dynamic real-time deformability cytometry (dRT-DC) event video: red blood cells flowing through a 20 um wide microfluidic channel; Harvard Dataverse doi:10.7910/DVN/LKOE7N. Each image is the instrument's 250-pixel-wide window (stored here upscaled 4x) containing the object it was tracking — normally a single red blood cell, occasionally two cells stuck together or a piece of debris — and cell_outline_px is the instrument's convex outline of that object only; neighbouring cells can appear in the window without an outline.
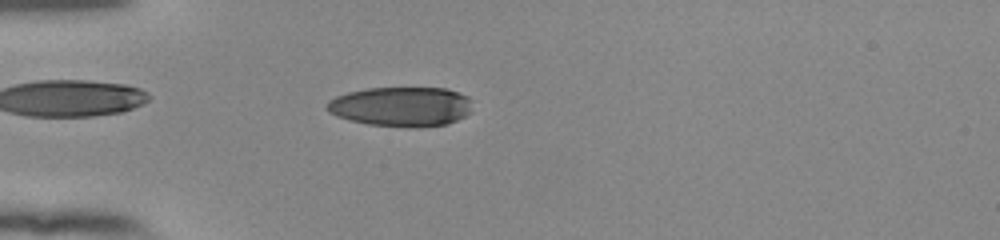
{"species": "human", "species_latin": "Homo sapiens", "temperature_condition": "room temperature", "stored_images_in_passage": 46, "camera_frame_rate_fps": 3000, "um_per_image_px": 0.085, "donor": {"sex": "female"}, "frame": {"image": 1, "passage_image": 9, "time_ms": 2.667, "image_size_px": [1000, 240], "cell_outline_px": [[472, 112], [448, 124], [416, 128], [408, 128], [368, 124], [348, 120], [336, 116], [328, 112], [324, 108], [328, 100], [336, 96], [348, 92], [368, 88], [444, 88], [468, 96], [472, 100]], "centroid_in_image_um": [34.09, 9.07], "position_along_channel_um": 50.9, "area_um2": 34.1}}
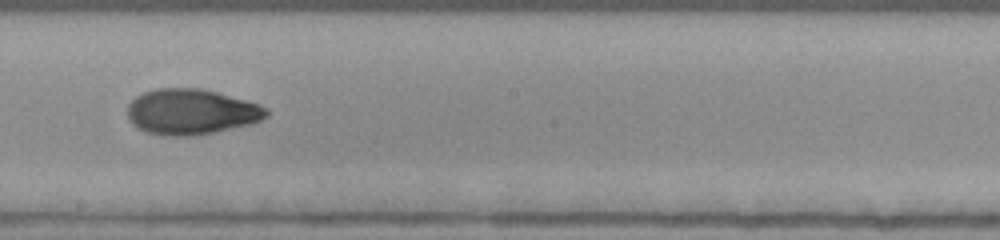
{"frame": {"image": 2, "passage_image": 24, "time_ms": 7.667, "image_size_px": [1000, 240], "cell_outline_px": [[268, 116], [252, 124], [192, 136], [164, 136], [144, 132], [136, 128], [128, 120], [128, 104], [136, 96], [144, 92], [156, 88], [200, 88], [216, 92], [260, 104], [268, 108]], "centroid_in_image_um": [16.23, 9.51], "position_along_channel_um": 232.0, "area_um2": 37.11}}
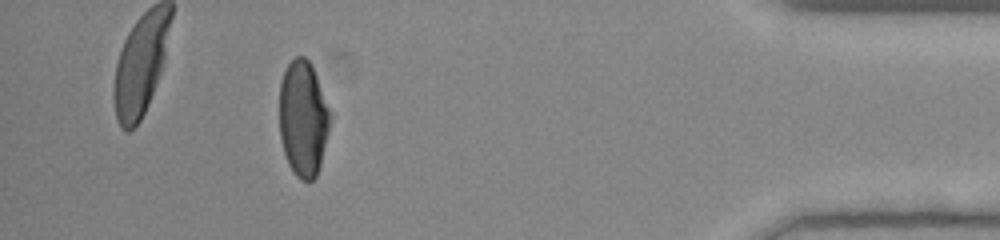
{"frame": {"image": 3, "passage_image": 41, "time_ms": 13.333, "image_size_px": [1000, 240], "cell_outline_px": [[332, 112], [328, 132], [320, 164], [316, 176], [308, 184], [300, 180], [296, 176], [288, 164], [284, 152], [280, 136], [280, 80], [288, 64], [296, 56], [304, 56], [312, 64]], "centroid_in_image_um": [25.78, 10.07], "position_along_channel_um": 409.4, "area_um2": 34.56}, "authors_computed_cell_mechanics": {"area_um2": 35.7493, "velocity_mm_per_s": 3.9703, "shape_relaxation_time_tau1_ms": 10.1621, "shape_relaxation_time_tau2_ms": 2.0543, "deformation_change_tau1": 0.3113, "deformation_change_tau2": 0.0693}}